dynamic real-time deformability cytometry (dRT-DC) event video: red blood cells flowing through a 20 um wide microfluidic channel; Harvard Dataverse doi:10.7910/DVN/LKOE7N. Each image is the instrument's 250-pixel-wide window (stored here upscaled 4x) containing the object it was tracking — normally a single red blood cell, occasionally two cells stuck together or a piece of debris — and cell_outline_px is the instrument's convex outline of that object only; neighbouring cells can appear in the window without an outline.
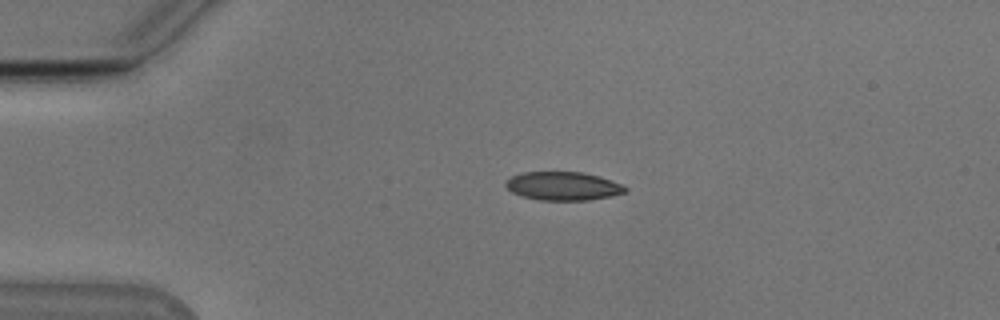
{"species": "Egyptian fruit bat (a non-hibernating species)", "species_latin": "Rousettus aegyptiacus", "temperature_condition": "cold", "stored_images_in_passage": 13, "camera_frame_rate_fps": 3000, "um_per_image_px": 0.085, "animal": {"sex": "male"}, "frame": {"image": 1, "passage_image": 1, "time_ms": 0.0, "image_size_px": [1000, 320], "cell_outline_px": [[628, 192], [612, 196], [588, 200], [540, 200], [524, 196], [512, 192], [504, 184], [512, 176], [524, 172], [584, 172], [600, 176], [624, 184], [628, 188]], "centroid_in_image_um": [47.95, 15.81], "position_along_channel_um": 37.1, "area_um2": 19.94}}
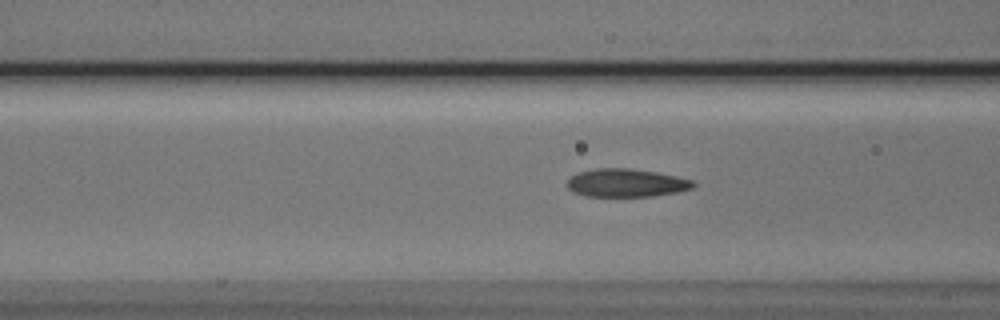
{"frame": {"image": 2, "passage_image": 10, "time_ms": 3.0, "image_size_px": [1000, 320], "cell_outline_px": [[696, 184], [692, 188], [676, 192], [652, 196], [584, 196], [572, 192], [568, 188], [568, 180], [572, 176], [580, 172], [596, 168], [632, 168], [656, 172], [676, 176], [692, 180]], "centroid_in_image_um": [53.22, 15.54], "position_along_channel_um": 113.4, "area_um2": 20.58}}